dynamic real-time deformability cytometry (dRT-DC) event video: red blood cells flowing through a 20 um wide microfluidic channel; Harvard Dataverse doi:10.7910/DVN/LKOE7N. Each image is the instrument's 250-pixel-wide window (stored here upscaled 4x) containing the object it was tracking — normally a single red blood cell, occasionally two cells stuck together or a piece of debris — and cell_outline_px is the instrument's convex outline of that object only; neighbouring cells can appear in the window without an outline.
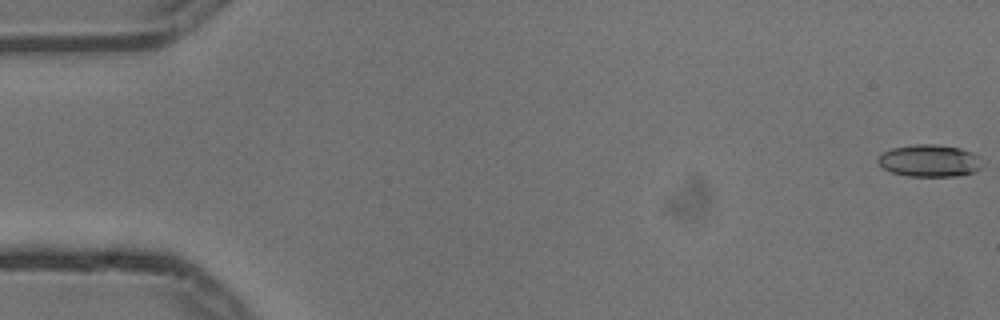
{"species": "common noctule bat (a hibernating species)", "species_latin": "Nyctalus noctula", "temperature_condition": "cold", "stored_images_in_passage": 5, "camera_frame_rate_fps": 3000, "um_per_image_px": 0.085, "animal": {"sex": "male", "body_mass_g": 13.3}, "frame": {"image": 1, "passage_image": 1, "time_ms": 0.0, "image_size_px": [1000, 320], "cell_outline_px": [[984, 164], [980, 168], [972, 172], [960, 176], [908, 176], [892, 172], [884, 168], [876, 160], [884, 152], [892, 148], [916, 144], [932, 144], [960, 148], [972, 152], [980, 156]], "centroid_in_image_um": [79.06, 13.66], "position_along_channel_um": 5.9, "area_um2": 19.54}}
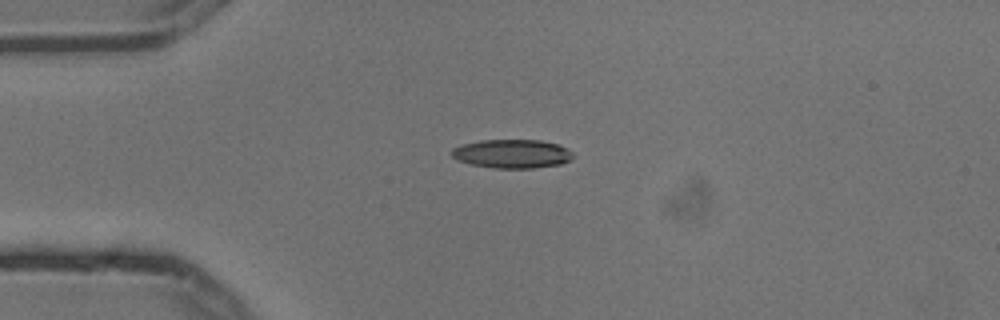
{"frame": {"image": 2, "passage_image": 4, "time_ms": 1.0, "image_size_px": [1000, 320], "cell_outline_px": [[572, 156], [568, 160], [560, 164], [532, 168], [492, 168], [472, 164], [456, 160], [452, 156], [452, 148], [460, 144], [480, 140], [540, 140], [560, 144], [568, 148], [572, 152]], "centroid_in_image_um": [43.5, 13.06], "position_along_channel_um": 41.5, "area_um2": 20.4}}